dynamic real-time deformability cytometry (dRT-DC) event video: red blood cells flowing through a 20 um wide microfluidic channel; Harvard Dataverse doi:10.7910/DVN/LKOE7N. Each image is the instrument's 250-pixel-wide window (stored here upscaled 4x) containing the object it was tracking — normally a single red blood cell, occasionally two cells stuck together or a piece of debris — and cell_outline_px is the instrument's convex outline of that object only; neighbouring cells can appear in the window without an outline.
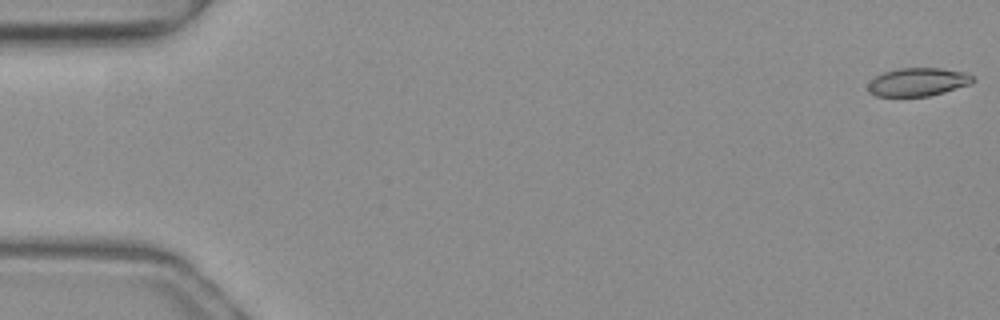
{"species": "common noctule bat (a hibernating species)", "species_latin": "Nyctalus noctula", "temperature_condition": "warm", "stored_images_in_passage": 26, "camera_frame_rate_fps": 3000, "um_per_image_px": 0.085, "animal": {"sex": "female", "body_mass_g": 19.3, "forearm_length_mm": 54.1}, "frame": {"image": 1, "passage_image": 1, "time_ms": 0.0, "image_size_px": [1000, 320], "cell_outline_px": [[976, 80], [972, 84], [944, 92], [928, 96], [876, 96], [868, 92], [868, 84], [876, 76], [884, 72], [900, 68], [940, 68], [964, 72], [972, 76]], "centroid_in_image_um": [78.04, 6.97], "position_along_channel_um": 7.0, "area_um2": 17.22}}
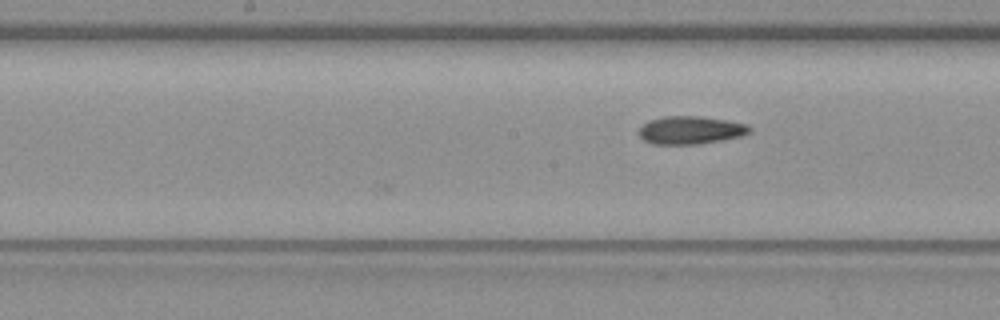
{"frame": {"image": 2, "passage_image": 26, "time_ms": 8.333, "image_size_px": [1000, 320], "cell_outline_px": [[752, 132], [744, 136], [724, 140], [696, 144], [652, 144], [644, 140], [640, 136], [640, 128], [648, 120], [664, 116], [700, 116], [728, 120], [748, 124], [752, 128]], "centroid_in_image_um": [58.77, 11.06], "position_along_channel_um": 189.4, "area_um2": 18.26}}